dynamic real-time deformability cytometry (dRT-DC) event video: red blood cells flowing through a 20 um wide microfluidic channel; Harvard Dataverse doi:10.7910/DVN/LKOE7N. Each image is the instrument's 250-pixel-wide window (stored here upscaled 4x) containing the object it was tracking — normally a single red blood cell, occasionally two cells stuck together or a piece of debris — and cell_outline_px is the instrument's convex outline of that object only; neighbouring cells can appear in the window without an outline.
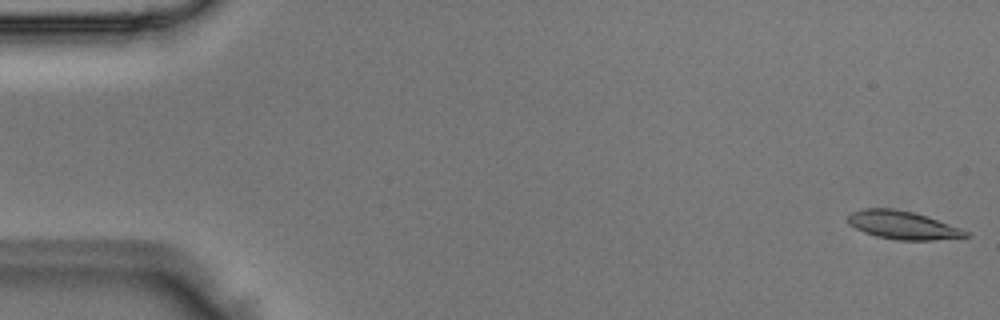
{"species": "Egyptian fruit bat (a non-hibernating species)", "species_latin": "Rousettus aegyptiacus", "temperature_condition": "room temperature", "stored_images_in_passage": 6, "camera_frame_rate_fps": 3000, "um_per_image_px": 0.085, "animal": {"sex": "male"}, "frame": {"image": 1, "passage_image": 1, "time_ms": 0.0, "image_size_px": [1000, 320], "cell_outline_px": [[968, 236], [936, 240], [900, 240], [876, 236], [864, 232], [848, 224], [848, 216], [852, 212], [864, 208], [892, 208], [912, 212], [928, 216], [960, 228], [968, 232]], "centroid_in_image_um": [76.71, 19.13], "position_along_channel_um": 8.3, "area_um2": 19.19}}
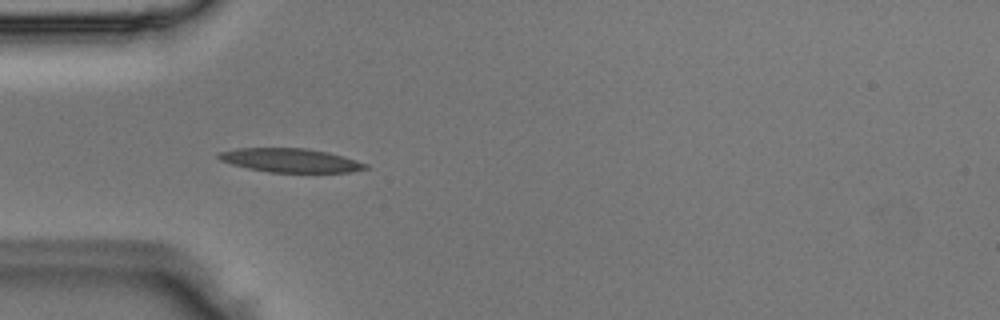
{"frame": {"image": 2, "passage_image": 5, "time_ms": 1.333, "image_size_px": [1000, 320], "cell_outline_px": [[372, 168], [352, 172], [268, 172], [248, 168], [232, 164], [220, 160], [216, 156], [216, 152], [240, 148], [308, 148], [328, 152], [344, 156], [368, 164]], "centroid_in_image_um": [24.72, 13.63], "position_along_channel_um": 60.3, "area_um2": 20.58}}
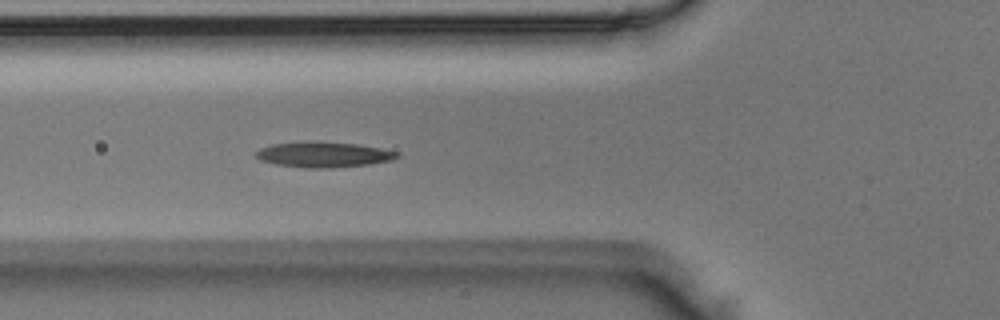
{"frame": {"image": 3, "passage_image": 6, "time_ms": 1.667, "image_size_px": [1000, 320], "cell_outline_px": [[400, 156], [392, 160], [368, 164], [332, 168], [304, 168], [276, 164], [260, 160], [256, 156], [256, 152], [260, 148], [272, 144], [300, 140], [312, 140], [356, 144], [380, 148], [396, 152]], "centroid_in_image_um": [27.45, 13.12], "position_along_channel_um": 98.4, "area_um2": 21.15}}